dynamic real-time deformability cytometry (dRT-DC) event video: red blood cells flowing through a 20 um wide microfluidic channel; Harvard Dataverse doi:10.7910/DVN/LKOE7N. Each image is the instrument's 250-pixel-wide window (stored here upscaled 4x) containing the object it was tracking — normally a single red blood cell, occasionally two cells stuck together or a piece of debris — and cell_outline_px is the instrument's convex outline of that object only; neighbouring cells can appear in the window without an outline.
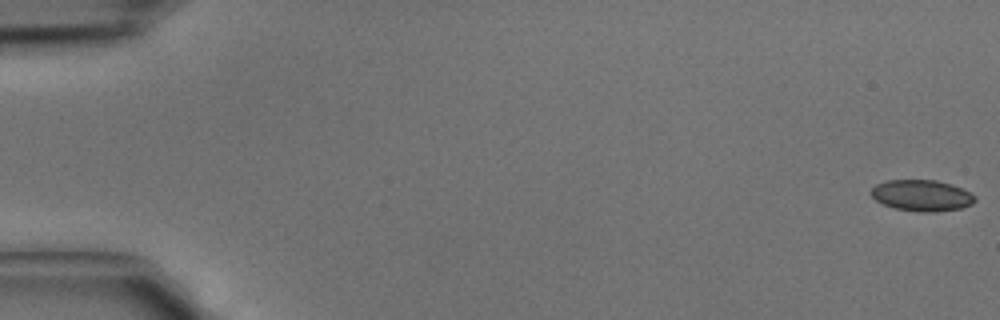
{"species": "common noctule bat (a hibernating species)", "species_latin": "Nyctalus noctula", "temperature_condition": "cold", "stored_images_in_passage": 43, "camera_frame_rate_fps": 3000, "um_per_image_px": 0.085, "animal": {"sex": "male", "body_mass_g": 15.6}, "frame": {"image": 1, "passage_image": 1, "time_ms": 0.0, "image_size_px": [1000, 320], "cell_outline_px": [[976, 200], [972, 204], [960, 208], [936, 212], [920, 212], [896, 208], [884, 204], [876, 200], [872, 196], [872, 188], [876, 184], [888, 180], [936, 180], [952, 184], [976, 196]], "centroid_in_image_um": [78.37, 16.61], "position_along_channel_um": 6.6, "area_um2": 18.73}}
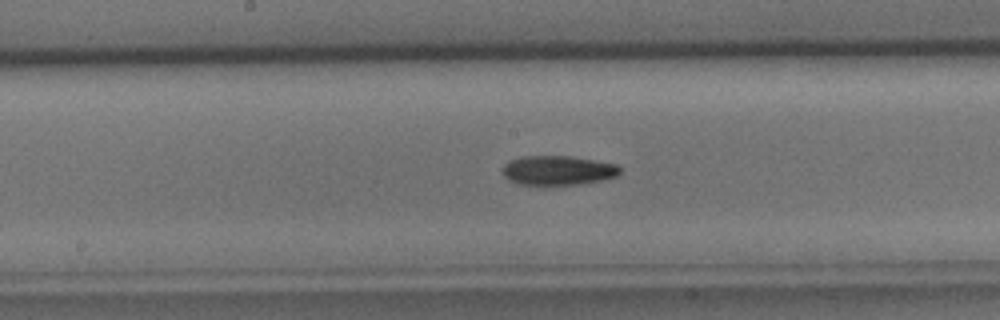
{"frame": {"image": 2, "passage_image": 23, "time_ms": 7.333, "image_size_px": [1000, 320], "cell_outline_px": [[620, 172], [616, 176], [600, 180], [576, 184], [516, 184], [508, 180], [504, 176], [504, 164], [512, 160], [524, 156], [572, 156], [616, 164], [620, 168]], "centroid_in_image_um": [47.41, 14.47], "position_along_channel_um": 200.8, "area_um2": 19.77}}
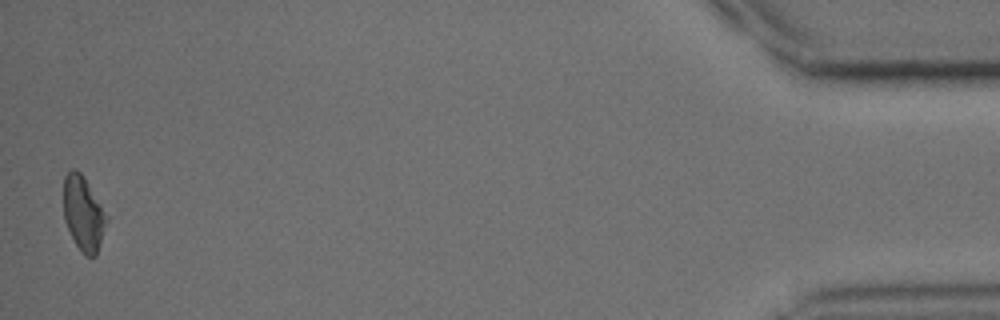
{"frame": {"image": 3, "passage_image": 43, "time_ms": 14.0, "image_size_px": [1000, 320], "cell_outline_px": [[108, 216], [96, 256], [84, 256], [80, 252], [64, 220], [64, 176], [72, 168], [76, 168], [84, 176]], "centroid_in_image_um": [7.08, 18.13], "position_along_channel_um": 428.1, "area_um2": 18.55}}